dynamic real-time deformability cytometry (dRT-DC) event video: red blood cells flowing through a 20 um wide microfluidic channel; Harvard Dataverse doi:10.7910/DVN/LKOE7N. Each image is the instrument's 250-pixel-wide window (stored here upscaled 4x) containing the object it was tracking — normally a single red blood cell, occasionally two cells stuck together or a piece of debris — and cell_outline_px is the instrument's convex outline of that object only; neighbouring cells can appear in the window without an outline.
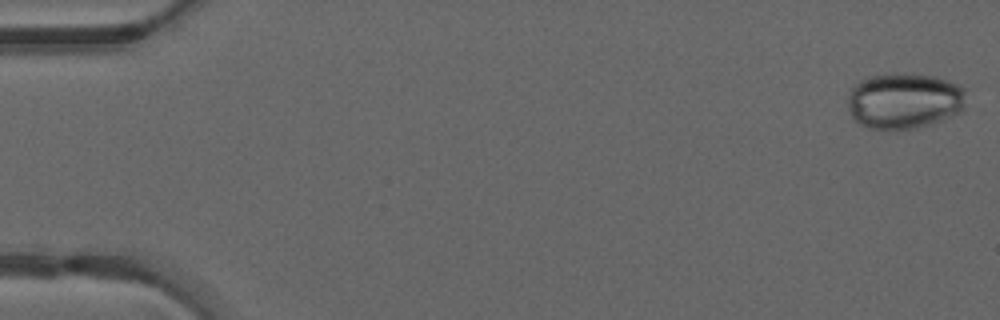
{"species": "common noctule bat (a hibernating species)", "species_latin": "Nyctalus noctula", "temperature_condition": "warm", "stored_images_in_passage": 49, "camera_frame_rate_fps": 3000, "um_per_image_px": 0.085, "animal": {"sex": "male", "forearm_length_mm": 52.5}, "frame": {"image": 1, "passage_image": 1, "time_ms": 0.0, "image_size_px": [1000, 320], "cell_outline_px": [[964, 108], [960, 112], [940, 120], [916, 128], [868, 128], [860, 124], [852, 116], [848, 108], [848, 100], [852, 88], [860, 80], [868, 76], [936, 76], [948, 80], [964, 88]], "centroid_in_image_um": [76.86, 8.59], "position_along_channel_um": 8.1, "area_um2": 37.4}}
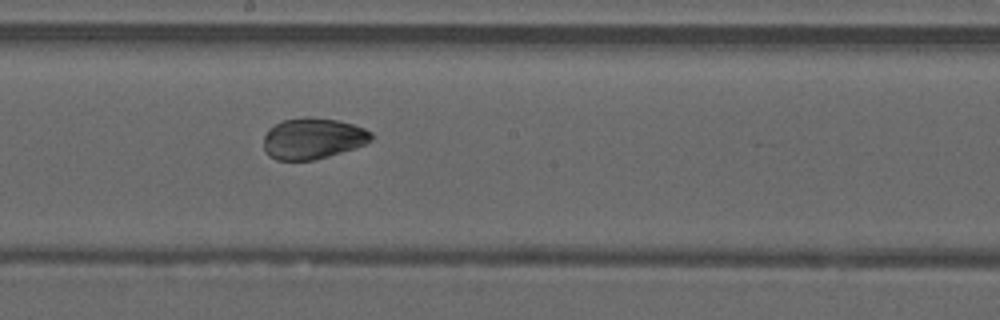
{"frame": {"image": 2, "passage_image": 27, "time_ms": 8.667, "image_size_px": [1000, 320], "cell_outline_px": [[372, 136], [364, 144], [356, 148], [328, 156], [312, 160], [276, 160], [268, 156], [264, 152], [264, 136], [268, 128], [284, 120], [304, 116], [308, 116], [336, 120], [352, 124], [364, 128], [372, 132]], "centroid_in_image_um": [26.54, 11.77], "position_along_channel_um": 221.7, "area_um2": 25.78}}
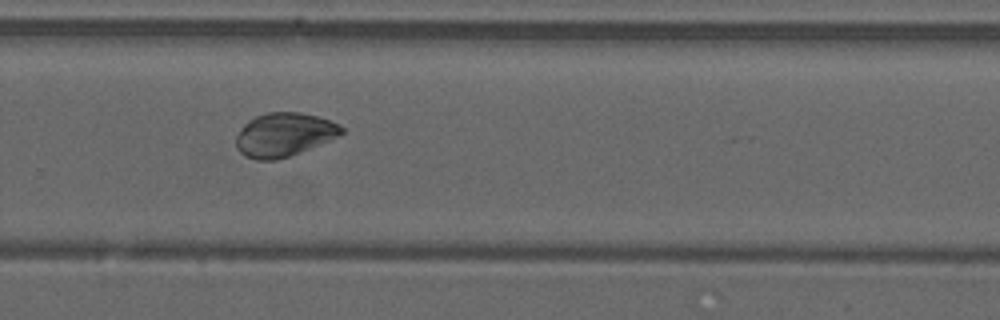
{"frame": {"image": 3, "passage_image": 33, "time_ms": 10.667, "image_size_px": [1000, 320], "cell_outline_px": [[344, 132], [328, 140], [300, 152], [276, 160], [256, 160], [244, 156], [236, 148], [236, 136], [240, 128], [248, 120], [256, 116], [268, 112], [300, 112], [316, 116], [340, 124], [344, 128]], "centroid_in_image_um": [24.1, 11.44], "position_along_channel_um": 305.7, "area_um2": 26.7}}